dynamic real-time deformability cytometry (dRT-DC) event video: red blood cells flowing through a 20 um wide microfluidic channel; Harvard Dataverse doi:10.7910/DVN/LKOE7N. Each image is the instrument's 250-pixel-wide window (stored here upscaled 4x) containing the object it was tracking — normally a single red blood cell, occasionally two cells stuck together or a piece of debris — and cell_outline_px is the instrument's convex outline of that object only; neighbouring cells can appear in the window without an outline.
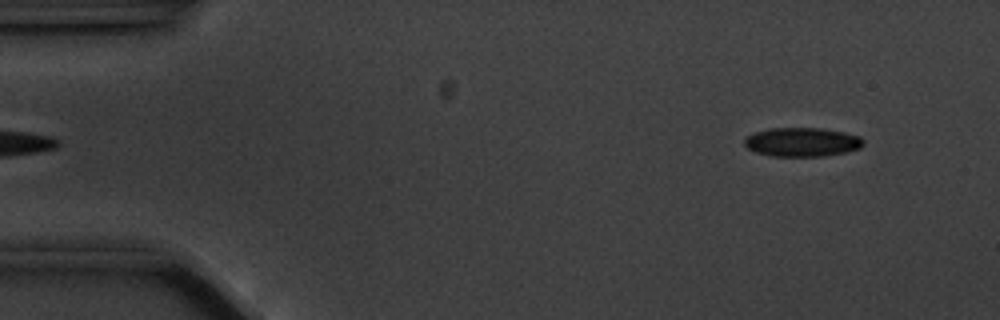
{"species": "common noctule bat (a hibernating species)", "species_latin": "Nyctalus noctula", "temperature_condition": "cold", "stored_images_in_passage": 45, "camera_frame_rate_fps": 3000, "um_per_image_px": 0.085, "animal": {"sex": "male", "body_mass_g": 20.1, "forearm_length_mm": 53.5}, "frame": {"image": 1, "passage_image": 2, "time_ms": 0.333, "image_size_px": [1000, 320], "cell_outline_px": [[864, 144], [860, 148], [844, 152], [820, 156], [772, 156], [756, 152], [748, 148], [744, 144], [744, 136], [752, 132], [768, 128], [820, 128], [844, 132], [860, 136], [864, 140]], "centroid_in_image_um": [68.14, 12.06], "position_along_channel_um": 16.9, "area_um2": 20.17}}
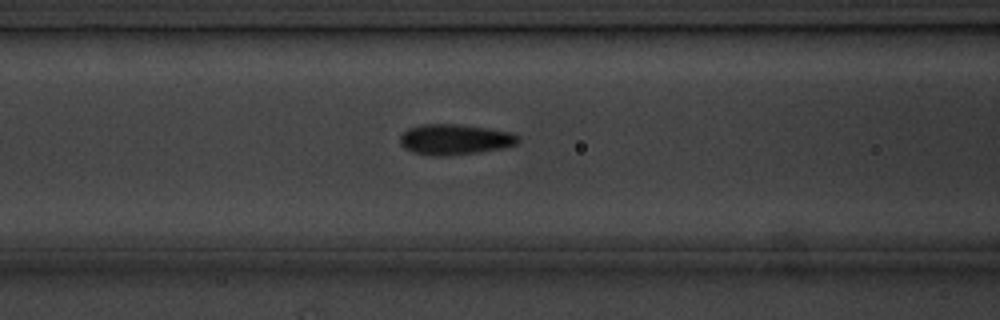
{"frame": {"image": 2, "passage_image": 19, "time_ms": 6.0, "image_size_px": [1000, 320], "cell_outline_px": [[520, 140], [516, 144], [500, 148], [480, 152], [444, 156], [440, 156], [412, 152], [404, 148], [400, 144], [400, 136], [408, 128], [420, 124], [460, 124], [488, 128], [512, 132], [520, 136]], "centroid_in_image_um": [38.66, 11.84], "position_along_channel_um": 127.9, "area_um2": 21.1}}
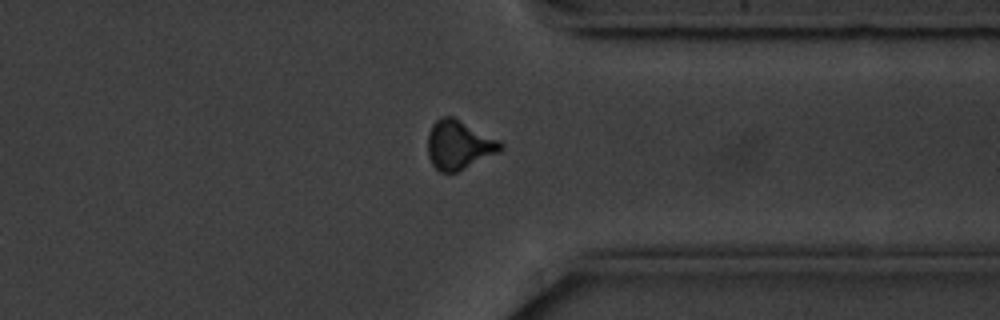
{"frame": {"image": 3, "passage_image": 40, "time_ms": 13.0, "image_size_px": [1000, 320], "cell_outline_px": [[504, 148], [500, 152], [456, 172], [440, 172], [432, 164], [428, 156], [428, 132], [432, 124], [440, 116], [452, 116], [500, 140], [504, 144]], "centroid_in_image_um": [39.01, 12.3], "position_along_channel_um": 372.4, "area_um2": 20.87}, "authors_computed_cell_mechanics": {"area_um2": 20.519, "velocity_mm_per_s": 3.5388, "shape_relaxation_time_tau1_ms": 2.8969, "shape_relaxation_time_tau2_ms": 2.6847, "deformation_change_tau1": 0.0922, "deformation_change_tau2": 0.0546}}